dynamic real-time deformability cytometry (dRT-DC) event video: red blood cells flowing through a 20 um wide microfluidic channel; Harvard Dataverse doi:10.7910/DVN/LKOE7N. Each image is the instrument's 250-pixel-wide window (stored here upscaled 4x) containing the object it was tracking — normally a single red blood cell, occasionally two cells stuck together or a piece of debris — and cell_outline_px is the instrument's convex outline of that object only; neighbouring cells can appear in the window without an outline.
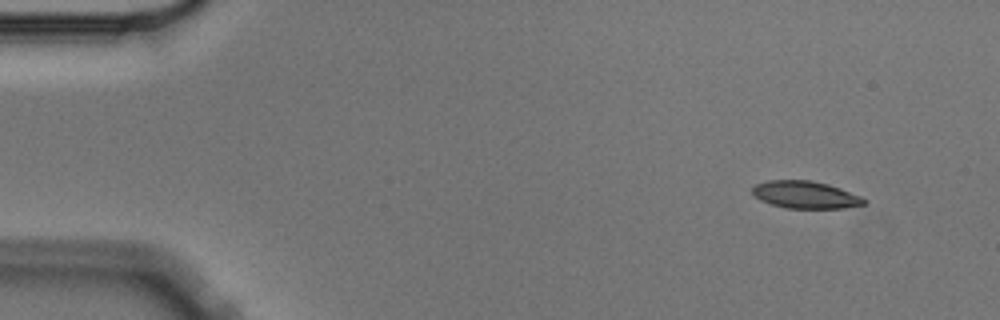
{"species": "Egyptian fruit bat (a non-hibernating species)", "species_latin": "Rousettus aegyptiacus", "temperature_condition": "cold", "stored_images_in_passage": 4, "camera_frame_rate_fps": 3000, "um_per_image_px": 0.085, "animal": {"sex": "male"}, "frame": {"image": 1, "passage_image": 1, "time_ms": 0.0, "image_size_px": [1000, 320], "cell_outline_px": [[868, 200], [864, 204], [844, 208], [784, 208], [760, 200], [752, 192], [752, 188], [756, 184], [768, 180], [812, 180], [828, 184], [840, 188], [860, 196]], "centroid_in_image_um": [68.46, 16.55], "position_along_channel_um": 16.5, "area_um2": 17.74}}
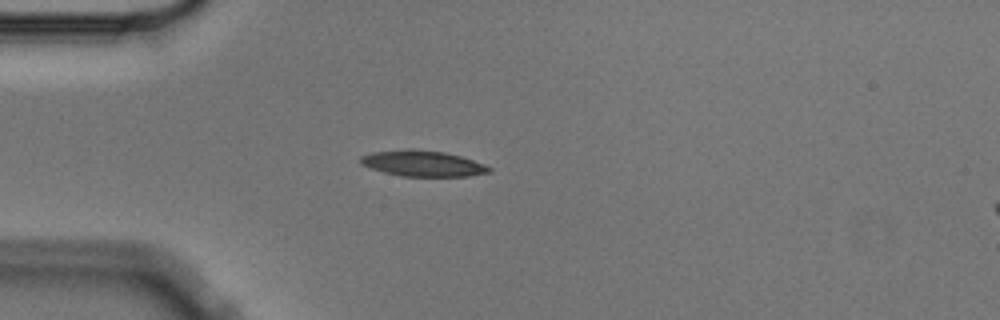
{"frame": {"image": 2, "passage_image": 4, "time_ms": 1.0, "image_size_px": [1000, 320], "cell_outline_px": [[492, 172], [468, 176], [400, 176], [384, 172], [360, 164], [360, 156], [372, 152], [408, 148], [412, 148], [444, 152], [460, 156], [484, 164], [492, 168]], "centroid_in_image_um": [35.92, 13.89], "position_along_channel_um": 49.1, "area_um2": 19.42}}